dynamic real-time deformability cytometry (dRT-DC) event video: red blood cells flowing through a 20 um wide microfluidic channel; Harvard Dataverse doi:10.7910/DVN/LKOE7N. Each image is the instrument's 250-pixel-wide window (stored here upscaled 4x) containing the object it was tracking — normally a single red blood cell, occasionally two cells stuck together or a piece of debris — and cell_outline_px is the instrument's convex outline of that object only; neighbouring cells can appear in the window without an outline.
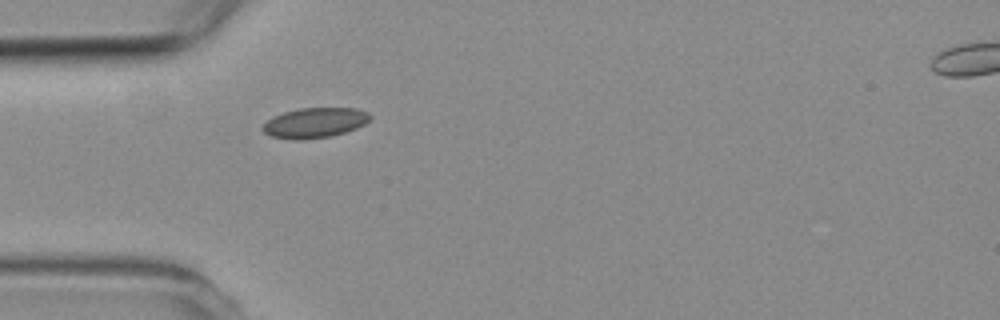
{"species": "common noctule bat (a hibernating species)", "species_latin": "Nyctalus noctula", "temperature_condition": "room temperature", "stored_images_in_passage": 5, "camera_frame_rate_fps": 3000, "um_per_image_px": 0.085, "animal": {"sex": "female", "body_mass_g": 19.3, "forearm_length_mm": 54.1}, "frame": {"image": 1, "passage_image": 4, "time_ms": 4.0, "image_size_px": [1000, 320], "cell_outline_px": [[372, 116], [364, 124], [356, 128], [344, 132], [328, 136], [300, 140], [296, 140], [272, 136], [264, 132], [260, 128], [272, 116], [284, 112], [300, 108], [356, 108], [368, 112]], "centroid_in_image_um": [26.74, 10.42], "position_along_channel_um": 58.3, "area_um2": 18.67}}